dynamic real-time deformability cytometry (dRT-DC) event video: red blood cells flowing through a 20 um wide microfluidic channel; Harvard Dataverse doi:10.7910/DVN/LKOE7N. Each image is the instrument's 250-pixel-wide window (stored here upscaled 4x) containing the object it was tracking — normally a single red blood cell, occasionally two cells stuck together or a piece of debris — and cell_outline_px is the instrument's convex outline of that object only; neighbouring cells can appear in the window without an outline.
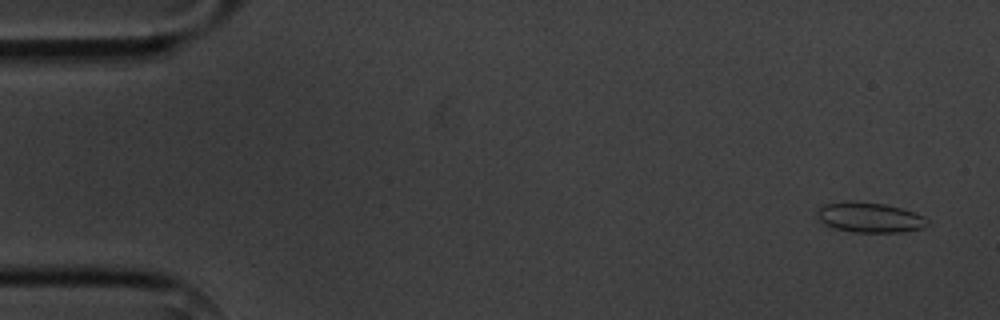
{"species": "common noctule bat (a hibernating species)", "species_latin": "Nyctalus noctula", "temperature_condition": "cold", "stored_images_in_passage": 5, "camera_frame_rate_fps": 3000, "um_per_image_px": 0.085, "animal": {"sex": "male", "body_mass_g": 20.1, "forearm_length_mm": 53.5}, "frame": {"image": 1, "passage_image": 1, "time_ms": 0.0, "image_size_px": [1000, 320], "cell_outline_px": [[928, 224], [924, 228], [900, 232], [852, 232], [836, 228], [824, 224], [820, 220], [816, 212], [824, 204], [844, 200], [848, 200], [884, 204], [900, 208], [924, 216], [928, 220]], "centroid_in_image_um": [73.91, 18.47], "position_along_channel_um": 11.1, "area_um2": 19.31}}
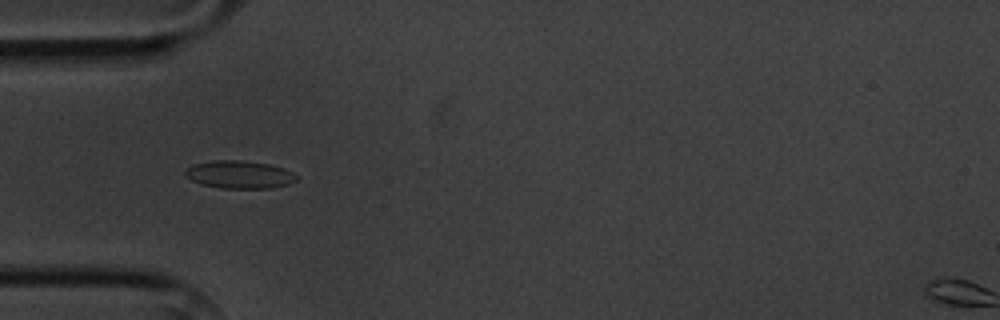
{"frame": {"image": 2, "passage_image": 5, "time_ms": 4.667, "image_size_px": [1000, 320], "cell_outline_px": [[300, 176], [296, 180], [288, 184], [272, 188], [220, 188], [200, 184], [192, 180], [184, 172], [192, 164], [212, 160], [240, 160], [268, 164], [284, 168]], "centroid_in_image_um": [20.37, 14.83], "position_along_channel_um": 64.6, "area_um2": 18.03}}